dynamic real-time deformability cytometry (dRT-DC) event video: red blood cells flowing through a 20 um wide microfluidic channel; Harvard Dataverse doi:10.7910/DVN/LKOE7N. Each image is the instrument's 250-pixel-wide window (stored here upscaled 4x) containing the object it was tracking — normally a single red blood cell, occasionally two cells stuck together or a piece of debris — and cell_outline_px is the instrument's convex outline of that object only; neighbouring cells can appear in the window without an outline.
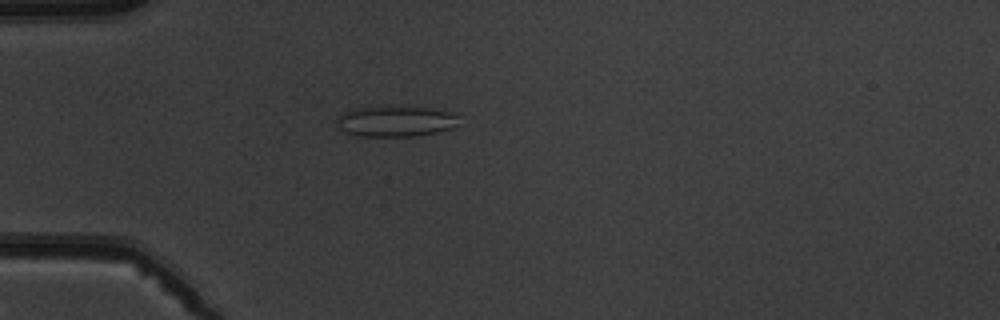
{"species": "common noctule bat (a hibernating species)", "species_latin": "Nyctalus noctula", "temperature_condition": "warm", "stored_images_in_passage": 5, "camera_frame_rate_fps": 3000, "um_per_image_px": 0.085, "animal": {"sex": "male", "body_mass_g": 19.5, "forearm_length_mm": 54.6}, "frame": {"image": 1, "passage_image": 5, "time_ms": 4.667, "image_size_px": [1000, 320], "cell_outline_px": [[456, 116], [452, 128], [436, 132], [416, 136], [360, 136], [348, 132], [340, 128], [336, 120], [344, 112], [356, 108], [432, 108], [452, 112]], "centroid_in_image_um": [33.62, 10.33], "position_along_channel_um": 51.4, "area_um2": 20.92}}